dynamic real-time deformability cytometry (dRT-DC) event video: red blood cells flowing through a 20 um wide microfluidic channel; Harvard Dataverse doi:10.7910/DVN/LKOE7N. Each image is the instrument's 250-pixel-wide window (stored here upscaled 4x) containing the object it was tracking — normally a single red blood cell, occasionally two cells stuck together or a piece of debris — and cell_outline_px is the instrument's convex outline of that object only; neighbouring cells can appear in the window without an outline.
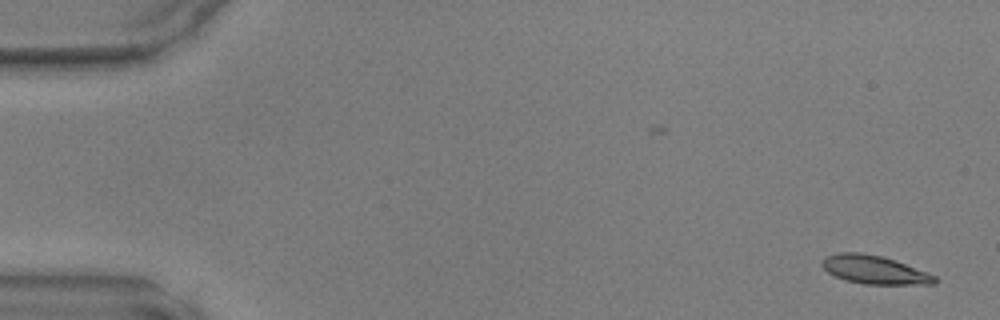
{"species": "common noctule bat (a hibernating species)", "species_latin": "Nyctalus noctula", "temperature_condition": "warm", "stored_images_in_passage": 47, "camera_frame_rate_fps": 3000, "um_per_image_px": 0.085, "animal": {"sex": "male", "body_mass_g": 17.9, "forearm_length_mm": 54.2}, "frame": {"image": 1, "passage_image": 1, "time_ms": 0.0, "image_size_px": [1000, 320], "cell_outline_px": [[940, 280], [936, 284], [864, 284], [844, 280], [828, 272], [820, 264], [824, 256], [836, 252], [860, 252], [880, 256], [904, 264], [936, 276]], "centroid_in_image_um": [74.28, 22.93], "position_along_channel_um": 10.7, "area_um2": 18.55}}
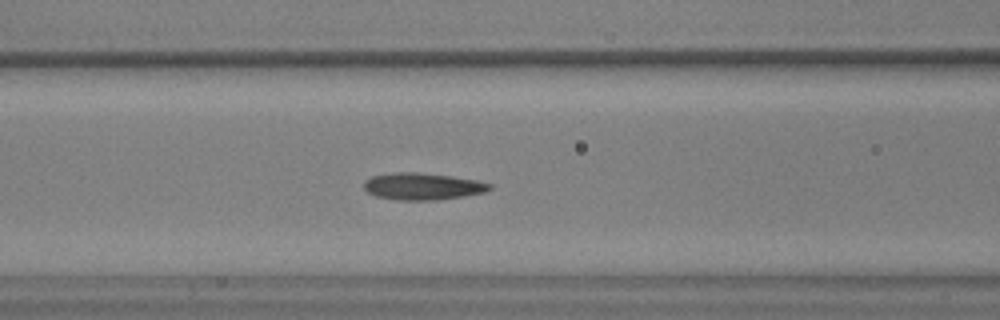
{"frame": {"image": 2, "passage_image": 19, "time_ms": 6.0, "image_size_px": [1000, 320], "cell_outline_px": [[492, 188], [484, 192], [464, 196], [440, 200], [396, 200], [376, 196], [368, 192], [364, 188], [364, 180], [372, 176], [392, 172], [416, 172], [452, 176], [476, 180], [492, 184]], "centroid_in_image_um": [35.91, 15.84], "position_along_channel_um": 130.7, "area_um2": 19.83}}
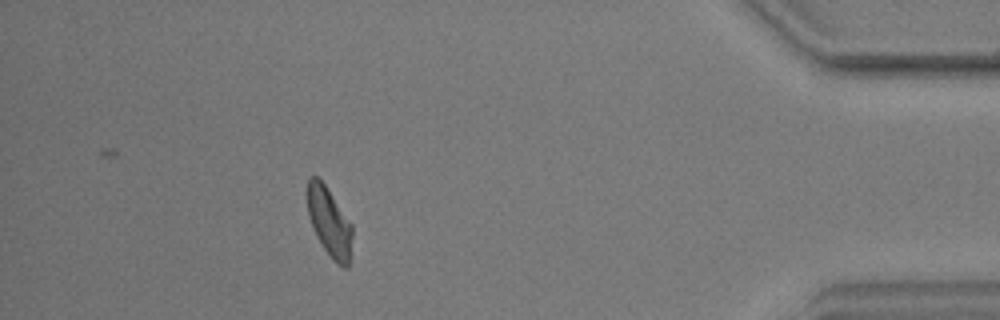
{"frame": {"image": 3, "passage_image": 42, "time_ms": 13.667, "image_size_px": [1000, 320], "cell_outline_px": [[352, 236], [348, 268], [344, 268], [336, 264], [332, 260], [316, 236], [312, 228], [308, 216], [308, 176], [316, 176], [324, 184], [352, 224]], "centroid_in_image_um": [27.99, 18.91], "position_along_channel_um": 407.2, "area_um2": 17.92}}